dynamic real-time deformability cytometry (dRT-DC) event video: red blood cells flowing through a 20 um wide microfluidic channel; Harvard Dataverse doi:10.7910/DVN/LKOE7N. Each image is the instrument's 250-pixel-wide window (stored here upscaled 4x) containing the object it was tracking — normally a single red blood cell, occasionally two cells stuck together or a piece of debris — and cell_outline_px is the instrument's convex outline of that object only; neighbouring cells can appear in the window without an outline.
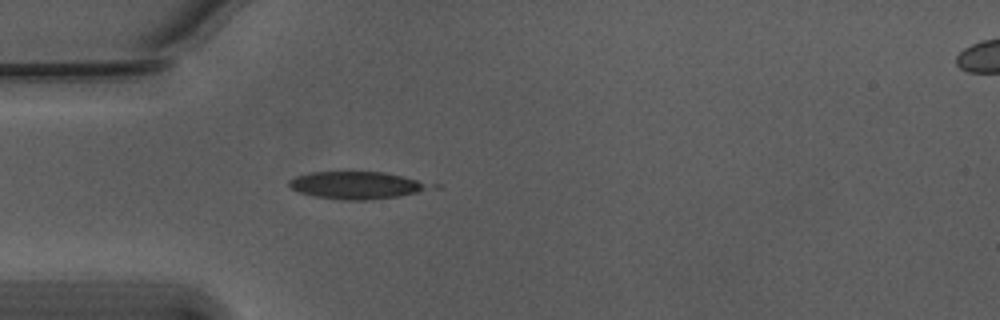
{"species": "Egyptian fruit bat (a non-hibernating species)", "species_latin": "Rousettus aegyptiacus", "temperature_condition": "warm", "stored_images_in_passage": 10, "camera_frame_rate_fps": 3000, "um_per_image_px": 0.085, "animal": {"sex": "male"}, "frame": {"image": 1, "passage_image": 6, "time_ms": 1.667, "image_size_px": [1000, 320], "cell_outline_px": [[440, 188], [400, 196], [368, 200], [340, 200], [312, 196], [300, 192], [292, 188], [288, 184], [288, 180], [296, 176], [312, 172], [384, 172], [440, 184]], "centroid_in_image_um": [30.46, 15.75], "position_along_channel_um": 54.5, "area_um2": 23.06}}
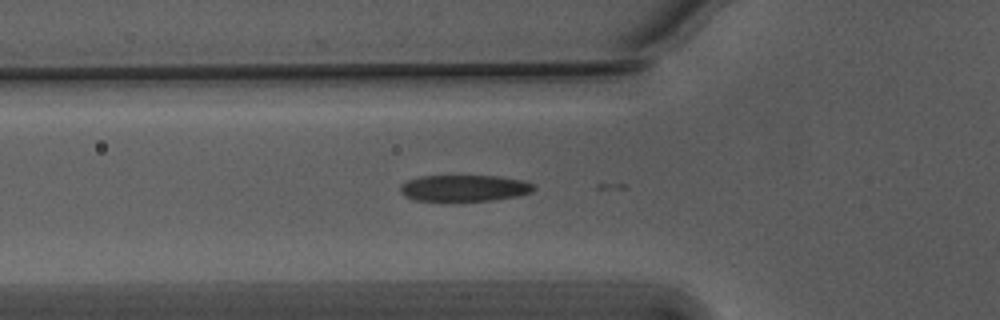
{"frame": {"image": 2, "passage_image": 9, "time_ms": 2.667, "image_size_px": [1000, 320], "cell_outline_px": [[536, 188], [532, 192], [520, 196], [492, 200], [444, 204], [416, 200], [404, 196], [400, 192], [400, 184], [408, 180], [420, 176], [500, 176], [524, 180], [532, 184]], "centroid_in_image_um": [39.43, 16.04], "position_along_channel_um": 86.4, "area_um2": 21.62}}